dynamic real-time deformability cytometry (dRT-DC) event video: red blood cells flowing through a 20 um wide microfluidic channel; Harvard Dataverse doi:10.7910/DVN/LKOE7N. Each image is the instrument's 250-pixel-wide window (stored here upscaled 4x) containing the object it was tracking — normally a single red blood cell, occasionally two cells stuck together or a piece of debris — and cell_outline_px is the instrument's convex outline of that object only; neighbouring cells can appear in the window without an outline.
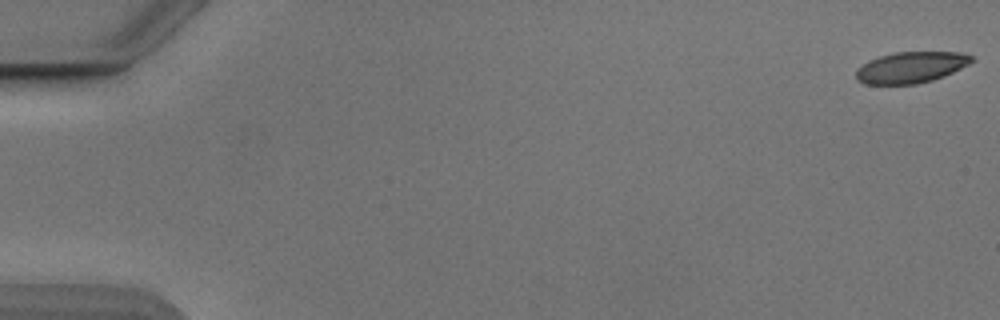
{"species": "Egyptian fruit bat (a non-hibernating species)", "species_latin": "Rousettus aegyptiacus", "temperature_condition": "cold", "stored_images_in_passage": 47, "camera_frame_rate_fps": 3000, "um_per_image_px": 0.085, "animal": {"sex": "male"}, "frame": {"image": 1, "passage_image": 1, "time_ms": 0.0, "image_size_px": [1000, 320], "cell_outline_px": [[976, 60], [944, 76], [932, 80], [916, 84], [864, 84], [856, 80], [856, 68], [868, 60], [892, 52], [964, 52], [972, 56]], "centroid_in_image_um": [77.41, 5.72], "position_along_channel_um": 7.6, "area_um2": 21.15}}
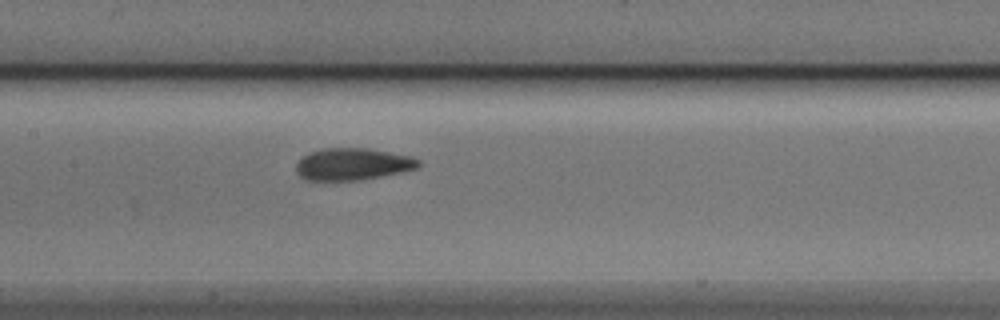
{"frame": {"image": 2, "passage_image": 27, "time_ms": 8.667, "image_size_px": [1000, 320], "cell_outline_px": [[420, 168], [404, 172], [360, 180], [308, 180], [300, 176], [296, 172], [296, 164], [300, 156], [308, 152], [324, 148], [368, 148], [412, 156], [420, 160]], "centroid_in_image_um": [29.99, 13.94], "position_along_channel_um": 177.4, "area_um2": 23.18}}
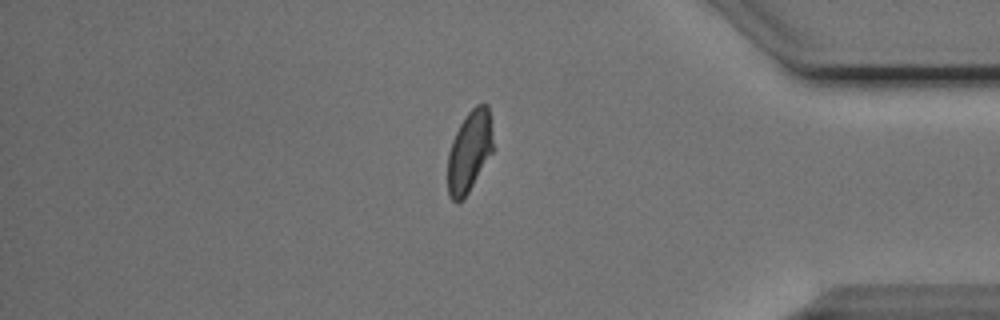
{"frame": {"image": 3, "passage_image": 46, "time_ms": 15.0, "image_size_px": [1000, 320], "cell_outline_px": [[496, 148], [468, 192], [456, 204], [452, 200], [448, 192], [448, 152], [452, 140], [460, 124], [468, 112], [476, 104], [488, 104]], "centroid_in_image_um": [39.94, 12.84], "position_along_channel_um": 395.3, "area_um2": 21.85}}